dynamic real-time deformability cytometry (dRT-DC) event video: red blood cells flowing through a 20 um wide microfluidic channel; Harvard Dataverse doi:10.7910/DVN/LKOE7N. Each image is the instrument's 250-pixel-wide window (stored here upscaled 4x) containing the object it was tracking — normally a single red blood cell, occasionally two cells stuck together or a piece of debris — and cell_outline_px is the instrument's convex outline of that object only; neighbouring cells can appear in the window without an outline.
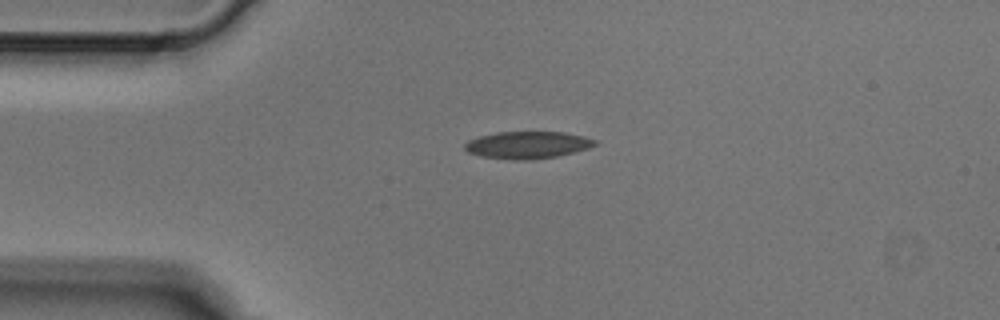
{"species": "Egyptian fruit bat (a non-hibernating species)", "species_latin": "Rousettus aegyptiacus", "temperature_condition": "cold", "stored_images_in_passage": 3, "camera_frame_rate_fps": 3000, "um_per_image_px": 0.085, "animal": {"sex": "male"}, "frame": {"image": 1, "passage_image": 1, "time_ms": 0.0, "image_size_px": [1000, 320], "cell_outline_px": [[600, 144], [588, 148], [556, 156], [532, 160], [512, 160], [480, 156], [468, 152], [464, 148], [464, 144], [468, 140], [480, 136], [496, 132], [564, 132], [584, 136], [596, 140]], "centroid_in_image_um": [44.84, 12.32], "position_along_channel_um": 40.2, "area_um2": 20.69}}
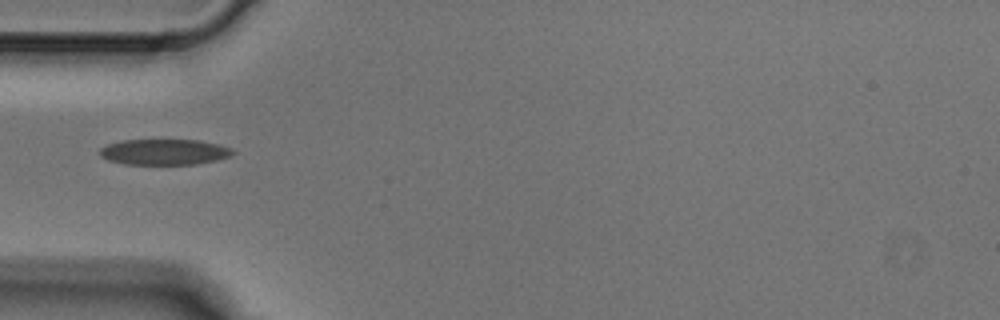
{"frame": {"image": 2, "passage_image": 2, "time_ms": 0.333, "image_size_px": [1000, 320], "cell_outline_px": [[236, 152], [232, 156], [216, 160], [196, 164], [124, 164], [108, 160], [100, 156], [100, 148], [108, 144], [120, 140], [200, 140], [220, 144], [232, 148]], "centroid_in_image_um": [14.0, 12.91], "position_along_channel_um": 71.0, "area_um2": 20.11}}
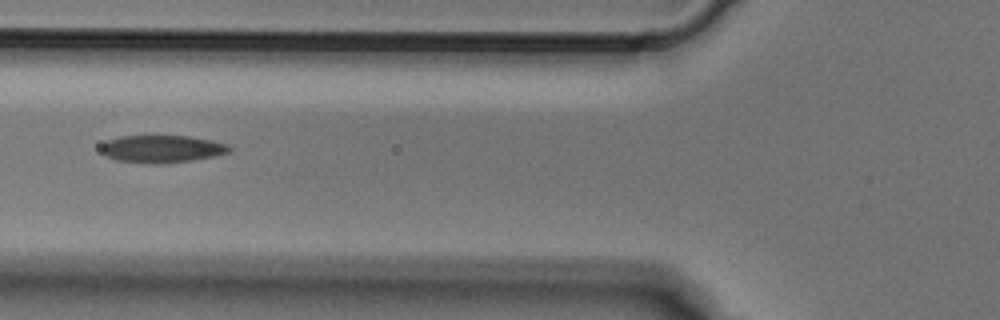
{"frame": {"image": 3, "passage_image": 3, "time_ms": 0.667, "image_size_px": [1000, 320], "cell_outline_px": [[232, 148], [228, 152], [212, 156], [192, 160], [156, 164], [116, 160], [108, 156], [100, 148], [108, 140], [120, 136], [188, 136], [228, 144]], "centroid_in_image_um": [13.76, 12.65], "position_along_channel_um": 112.0, "area_um2": 20.06}}